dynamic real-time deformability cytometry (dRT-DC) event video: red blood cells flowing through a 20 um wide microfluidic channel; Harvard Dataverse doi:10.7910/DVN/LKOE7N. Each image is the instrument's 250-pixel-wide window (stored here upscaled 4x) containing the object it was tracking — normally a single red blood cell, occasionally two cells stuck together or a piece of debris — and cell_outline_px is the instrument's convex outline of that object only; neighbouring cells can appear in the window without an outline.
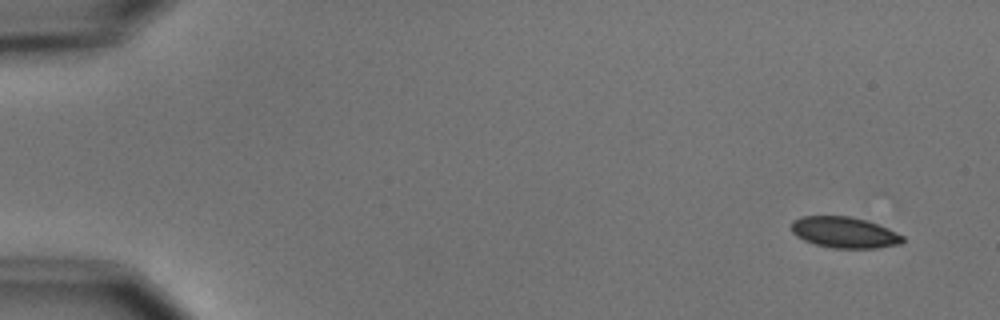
{"species": "common noctule bat (a hibernating species)", "species_latin": "Nyctalus noctula", "temperature_condition": "cold", "stored_images_in_passage": 5, "camera_frame_rate_fps": 3000, "um_per_image_px": 0.085, "animal": {"sex": "male", "body_mass_g": 15.6}, "frame": {"image": 1, "passage_image": 1, "time_ms": 0.0, "image_size_px": [1000, 320], "cell_outline_px": [[904, 240], [900, 244], [876, 248], [832, 248], [816, 244], [804, 240], [796, 236], [792, 232], [792, 220], [800, 216], [852, 216], [888, 228], [904, 236]], "centroid_in_image_um": [71.76, 19.75], "position_along_channel_um": 13.2, "area_um2": 20.11}}
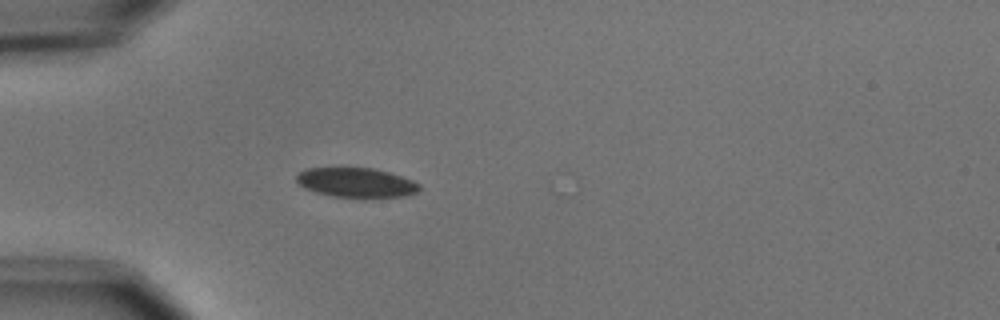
{"frame": {"image": 2, "passage_image": 5, "time_ms": 4.333, "image_size_px": [1000, 320], "cell_outline_px": [[420, 188], [416, 192], [404, 196], [332, 196], [316, 192], [304, 188], [296, 180], [296, 176], [304, 168], [372, 168], [388, 172], [412, 180], [420, 184]], "centroid_in_image_um": [30.24, 15.5], "position_along_channel_um": 54.8, "area_um2": 20.63}}